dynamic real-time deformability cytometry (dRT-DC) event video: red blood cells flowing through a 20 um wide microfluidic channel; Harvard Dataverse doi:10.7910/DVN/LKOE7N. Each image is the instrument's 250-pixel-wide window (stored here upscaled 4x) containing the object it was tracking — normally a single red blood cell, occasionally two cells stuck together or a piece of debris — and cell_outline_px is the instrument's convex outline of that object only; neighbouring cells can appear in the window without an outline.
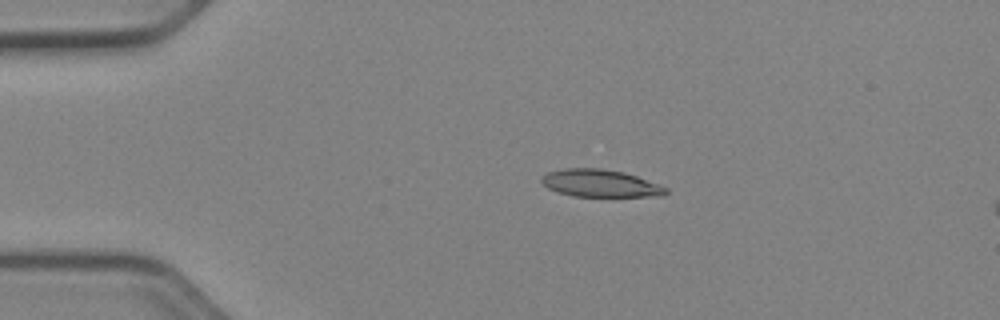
{"species": "Egyptian fruit bat (a non-hibernating species)", "species_latin": "Rousettus aegyptiacus", "temperature_condition": "cold", "stored_images_in_passage": 10, "camera_frame_rate_fps": 3000, "um_per_image_px": 0.085, "animal": {"sex": "female"}, "frame": {"image": 1, "passage_image": 4, "time_ms": 1.0, "image_size_px": [1000, 320], "cell_outline_px": [[668, 192], [664, 196], [572, 196], [556, 192], [548, 188], [540, 180], [548, 172], [564, 168], [600, 168], [624, 172], [636, 176], [668, 188]], "centroid_in_image_um": [51.02, 15.58], "position_along_channel_um": 34.0, "area_um2": 19.77}}